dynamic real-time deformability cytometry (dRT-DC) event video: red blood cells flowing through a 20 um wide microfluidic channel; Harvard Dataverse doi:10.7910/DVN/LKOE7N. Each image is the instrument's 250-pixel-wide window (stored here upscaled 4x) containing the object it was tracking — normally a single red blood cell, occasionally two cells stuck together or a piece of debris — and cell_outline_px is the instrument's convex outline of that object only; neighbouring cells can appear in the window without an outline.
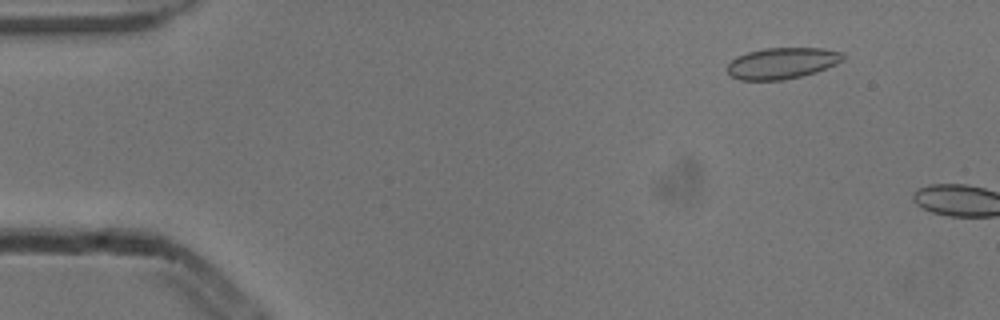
{"species": "common noctule bat (a hibernating species)", "species_latin": "Nyctalus noctula", "temperature_condition": "cold", "stored_images_in_passage": 3, "camera_frame_rate_fps": 3000, "um_per_image_px": 0.085, "animal": {"sex": "male", "body_mass_g": 13.3}, "frame": {"image": 1, "passage_image": 2, "time_ms": 0.333, "image_size_px": [1000, 320], "cell_outline_px": [[844, 60], [836, 64], [816, 72], [784, 80], [740, 80], [732, 76], [728, 72], [728, 64], [736, 56], [748, 52], [764, 48], [824, 48], [844, 52]], "centroid_in_image_um": [66.5, 5.36], "position_along_channel_um": 18.5, "area_um2": 21.1}}